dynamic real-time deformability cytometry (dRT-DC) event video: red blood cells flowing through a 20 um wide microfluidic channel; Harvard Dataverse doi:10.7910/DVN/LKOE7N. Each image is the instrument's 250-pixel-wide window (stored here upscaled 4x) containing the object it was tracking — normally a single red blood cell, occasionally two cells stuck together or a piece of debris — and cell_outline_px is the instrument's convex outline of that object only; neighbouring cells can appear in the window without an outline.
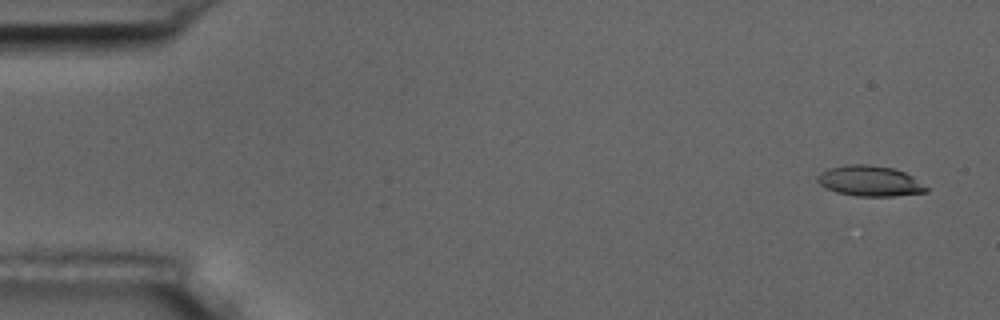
{"species": "common noctule bat (a hibernating species)", "species_latin": "Nyctalus noctula", "temperature_condition": "room temperature", "stored_images_in_passage": 4, "camera_frame_rate_fps": 3000, "um_per_image_px": 0.085, "animal": {"sex": "male", "body_mass_g": 17.5, "forearm_length_mm": 52.3}, "frame": {"image": 1, "passage_image": 1, "time_ms": 0.0, "image_size_px": [1000, 320], "cell_outline_px": [[928, 192], [892, 196], [856, 196], [836, 192], [824, 188], [816, 180], [816, 176], [820, 172], [828, 168], [844, 164], [868, 164], [892, 168], [904, 172], [912, 176], [928, 188]], "centroid_in_image_um": [73.88, 15.38], "position_along_channel_um": 11.1, "area_um2": 19.48}}
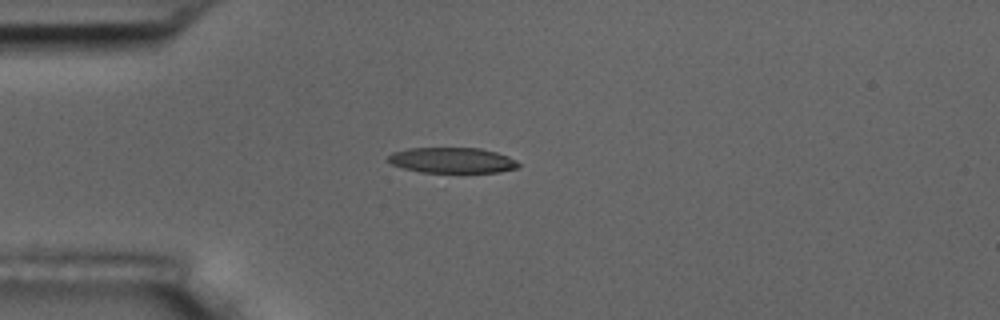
{"frame": {"image": 2, "passage_image": 4, "time_ms": 4.0, "image_size_px": [1000, 320], "cell_outline_px": [[520, 164], [516, 168], [500, 172], [420, 172], [404, 168], [392, 164], [384, 160], [392, 152], [408, 148], [480, 148], [496, 152], [508, 156], [516, 160]], "centroid_in_image_um": [38.4, 13.62], "position_along_channel_um": 46.6, "area_um2": 19.42}}